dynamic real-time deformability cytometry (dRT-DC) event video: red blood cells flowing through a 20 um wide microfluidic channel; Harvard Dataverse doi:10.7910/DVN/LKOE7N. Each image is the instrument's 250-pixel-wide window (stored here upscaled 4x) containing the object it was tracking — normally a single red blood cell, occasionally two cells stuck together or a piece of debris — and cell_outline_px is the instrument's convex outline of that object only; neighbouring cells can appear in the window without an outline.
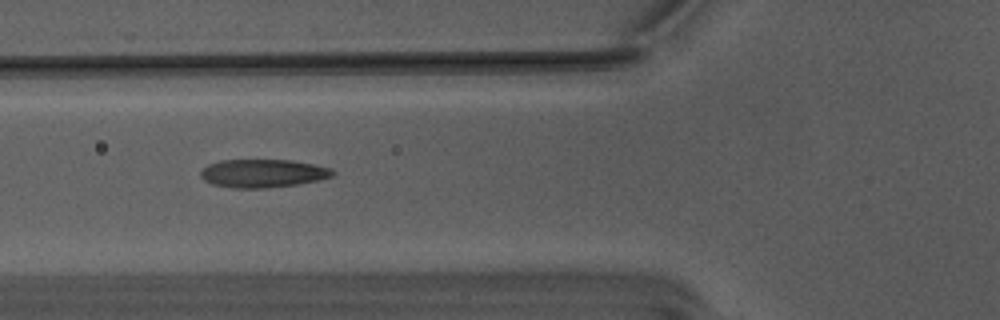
{"species": "Egyptian fruit bat (a non-hibernating species)", "species_latin": "Rousettus aegyptiacus", "temperature_condition": "warm", "stored_images_in_passage": 24, "camera_frame_rate_fps": 3000, "um_per_image_px": 0.085, "animal": {"sex": "male"}, "frame": {"image": 1, "passage_image": 20, "time_ms": 6.333, "image_size_px": [1000, 320], "cell_outline_px": [[336, 172], [332, 176], [320, 180], [296, 184], [268, 188], [232, 188], [212, 184], [204, 180], [200, 176], [200, 172], [208, 164], [220, 160], [292, 160], [332, 168]], "centroid_in_image_um": [22.34, 14.73], "position_along_channel_um": 103.5, "area_um2": 21.79}}